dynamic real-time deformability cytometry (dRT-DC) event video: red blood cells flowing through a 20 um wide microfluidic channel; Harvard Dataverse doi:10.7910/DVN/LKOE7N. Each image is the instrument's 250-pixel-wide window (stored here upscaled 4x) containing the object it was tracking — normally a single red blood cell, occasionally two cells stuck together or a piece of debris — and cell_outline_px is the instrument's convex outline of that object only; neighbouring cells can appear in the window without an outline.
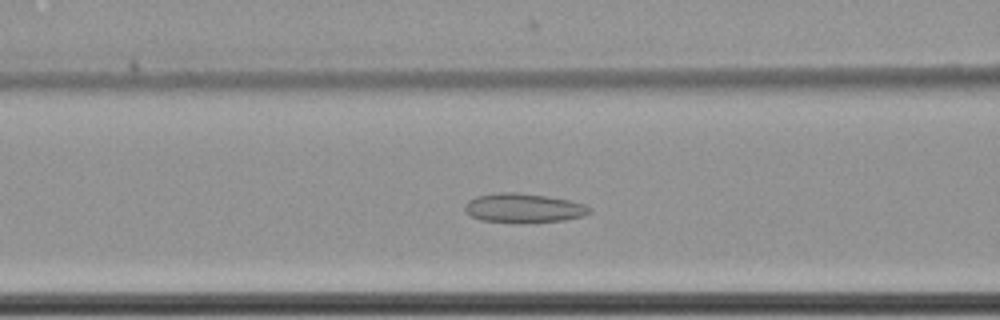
{"species": "common noctule bat (a hibernating species)", "species_latin": "Nyctalus noctula", "temperature_condition": "cold", "stored_images_in_passage": 41, "camera_frame_rate_fps": 3000, "um_per_image_px": 0.085, "animal": {"sex": "female", "body_mass_g": 22.7, "forearm_length_mm": 54.2}, "frame": {"image": 1, "passage_image": 6, "time_ms": 1.667, "image_size_px": [1000, 320], "cell_outline_px": [[592, 212], [584, 216], [564, 220], [480, 220], [464, 212], [464, 204], [468, 200], [476, 196], [496, 192], [512, 192], [548, 196], [568, 200], [584, 204], [592, 208]], "centroid_in_image_um": [44.49, 17.63], "position_along_channel_um": 122.1, "area_um2": 20.52}}
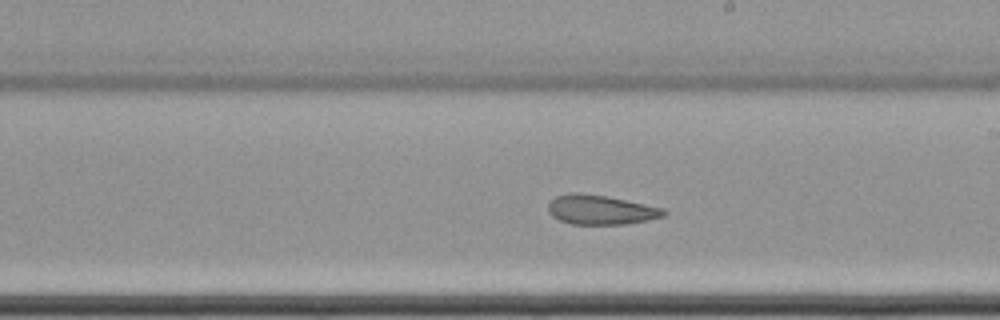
{"frame": {"image": 2, "passage_image": 16, "time_ms": 5.0, "image_size_px": [1000, 320], "cell_outline_px": [[668, 212], [664, 216], [648, 220], [624, 224], [572, 224], [560, 220], [552, 216], [548, 212], [548, 204], [556, 196], [568, 192], [580, 192], [608, 196], [664, 208]], "centroid_in_image_um": [51.06, 17.82], "position_along_channel_um": 237.9, "area_um2": 20.0}}
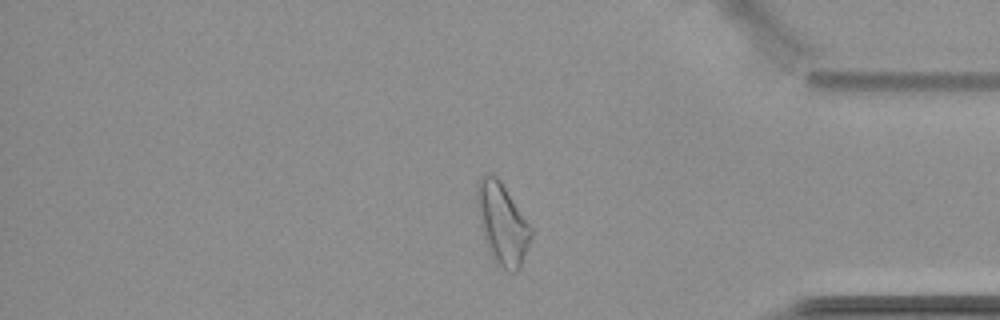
{"frame": {"image": 3, "passage_image": 31, "time_ms": 10.0, "image_size_px": [1000, 320], "cell_outline_px": [[532, 236], [528, 248], [520, 268], [516, 272], [508, 272], [492, 260], [484, 236], [480, 220], [476, 196], [476, 184], [480, 176], [484, 172], [488, 172], [496, 176], [500, 180], [532, 228]], "centroid_in_image_um": [42.69, 19.0], "position_along_channel_um": 392.5, "area_um2": 25.55}, "authors_computed_cell_mechanics": {"area_um2": 21.3282, "velocity_mm_per_s": 3.4786, "shape_relaxation_time_tau1_ms": null, "shape_relaxation_time_tau2_ms": 4.2186, "deformation_change_tau1": null, "deformation_change_tau2": 0.1046}}